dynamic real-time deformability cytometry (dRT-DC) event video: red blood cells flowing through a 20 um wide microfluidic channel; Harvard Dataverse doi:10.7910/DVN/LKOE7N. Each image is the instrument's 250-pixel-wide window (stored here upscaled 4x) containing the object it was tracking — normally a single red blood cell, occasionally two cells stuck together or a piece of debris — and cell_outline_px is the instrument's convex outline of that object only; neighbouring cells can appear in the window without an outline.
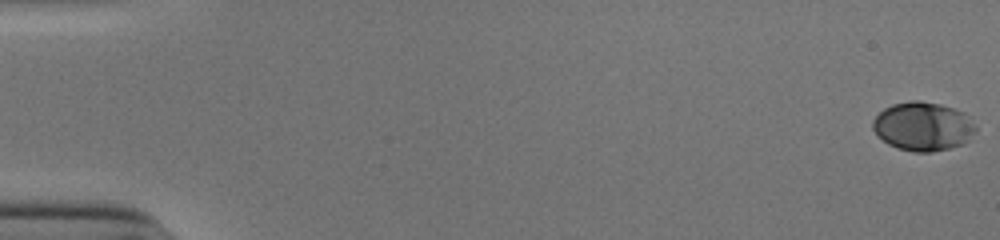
{"species": "human", "species_latin": "Homo sapiens", "temperature_condition": "cold", "stored_images_in_passage": 54, "camera_frame_rate_fps": 3000, "um_per_image_px": 0.085, "donor": {"sex": "male"}, "frame": {"image": 1, "passage_image": 1, "time_ms": 0.0, "image_size_px": [1000, 240], "cell_outline_px": [[976, 132], [964, 144], [932, 152], [912, 152], [896, 148], [888, 144], [872, 128], [872, 120], [884, 108], [892, 104], [908, 100], [920, 100], [940, 104], [964, 112], [976, 128]], "centroid_in_image_um": [78.44, 10.74], "position_along_channel_um": 6.6, "area_um2": 29.3}}
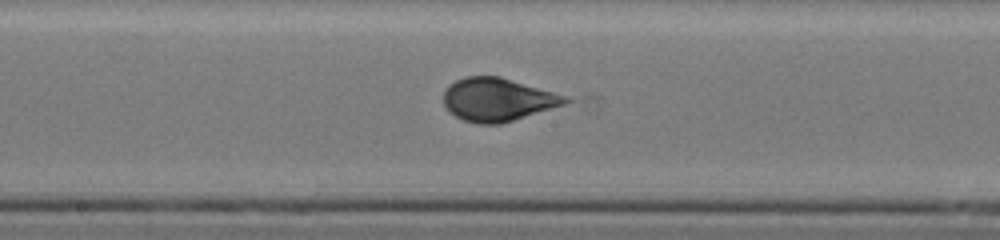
{"frame": {"image": 2, "passage_image": 30, "time_ms": 9.667, "image_size_px": [1000, 240], "cell_outline_px": [[572, 100], [564, 104], [500, 124], [476, 124], [464, 120], [456, 116], [444, 104], [444, 88], [448, 84], [464, 76], [500, 76], [568, 96]], "centroid_in_image_um": [42.28, 8.45], "position_along_channel_um": 205.9, "area_um2": 30.46}}
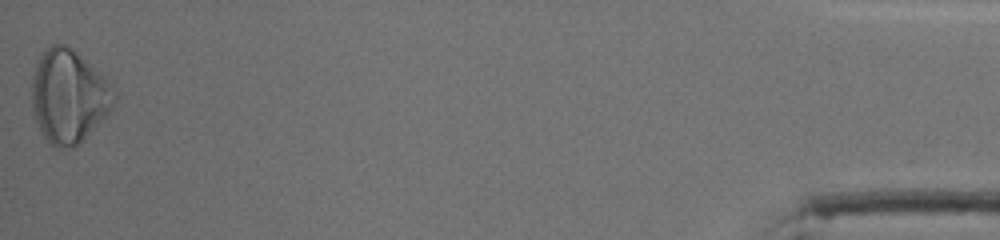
{"frame": {"image": 3, "passage_image": 54, "time_ms": 17.667, "image_size_px": [1000, 240], "cell_outline_px": [[116, 96], [112, 108], [72, 148], [56, 148], [44, 136], [32, 112], [32, 76], [36, 60], [40, 52], [52, 44], [64, 44], [72, 48], [104, 76], [112, 84]], "centroid_in_image_um": [5.8, 8.12], "position_along_channel_um": 429.4, "area_um2": 44.33}, "authors_computed_cell_mechanics": {"area_um2": 30.1138, "velocity_mm_per_s": 3.905, "shape_relaxation_time_tau1_ms": 3.4628, "shape_relaxation_time_tau2_ms": null, "deformation_change_tau1": 0.1415, "deformation_change_tau2": null}}